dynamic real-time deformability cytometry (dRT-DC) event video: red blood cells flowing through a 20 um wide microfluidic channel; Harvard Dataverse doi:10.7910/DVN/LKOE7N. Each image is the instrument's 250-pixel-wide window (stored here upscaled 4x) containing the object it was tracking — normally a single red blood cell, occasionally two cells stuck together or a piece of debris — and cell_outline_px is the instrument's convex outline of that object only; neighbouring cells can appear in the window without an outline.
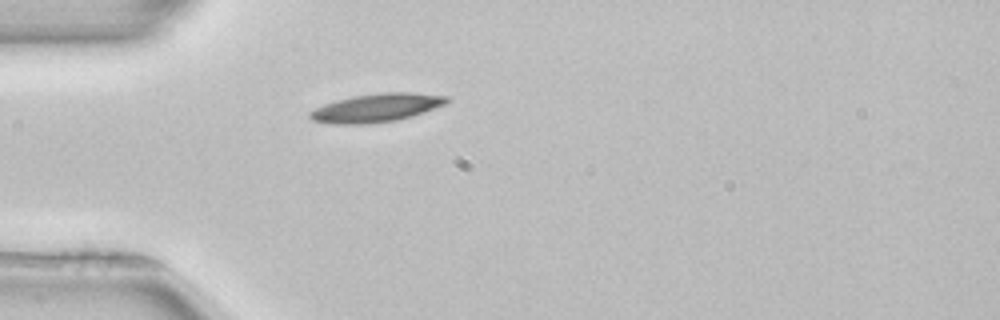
{"species": "common noctule bat (a hibernating species)", "species_latin": "Nyctalus noctula", "temperature_condition": "room temperature", "stored_images_in_passage": 32, "camera_frame_rate_fps": 3000, "um_per_image_px": 0.085, "animal": {"sex": "female", "body_mass_g": 22.7, "forearm_length_mm": 54.2}, "frame": {"image": 1, "passage_image": 1, "time_ms": 0.0, "image_size_px": [1000, 320], "cell_outline_px": [[452, 100], [444, 104], [424, 112], [412, 116], [396, 120], [368, 124], [328, 124], [312, 120], [308, 116], [308, 112], [324, 104], [336, 100], [352, 96], [384, 92], [408, 92], [448, 96]], "centroid_in_image_um": [31.97, 9.17], "position_along_channel_um": 53.0, "area_um2": 22.72}, "authors_computed_cell_mechanics": {"area_um2": 21.6172, "velocity_mm_per_s": 3.9214, "shape_relaxation_time_tau1_ms": 2.0009, "shape_relaxation_time_tau2_ms": null, "deformation_change_tau1": 0.0865, "deformation_change_tau2": null}}